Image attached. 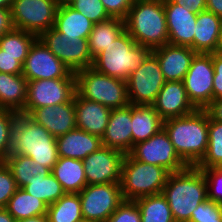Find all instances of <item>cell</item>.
<instances>
[{
    "label": "cell",
    "mask_w": 222,
    "mask_h": 222,
    "mask_svg": "<svg viewBox=\"0 0 222 222\" xmlns=\"http://www.w3.org/2000/svg\"><path fill=\"white\" fill-rule=\"evenodd\" d=\"M208 126L209 114L205 109L163 121V129L179 157L188 166H197L206 155Z\"/></svg>",
    "instance_id": "1"
},
{
    "label": "cell",
    "mask_w": 222,
    "mask_h": 222,
    "mask_svg": "<svg viewBox=\"0 0 222 222\" xmlns=\"http://www.w3.org/2000/svg\"><path fill=\"white\" fill-rule=\"evenodd\" d=\"M162 194L165 196L175 222H189L192 211L208 199L207 183L201 169L188 166L170 173Z\"/></svg>",
    "instance_id": "2"
},
{
    "label": "cell",
    "mask_w": 222,
    "mask_h": 222,
    "mask_svg": "<svg viewBox=\"0 0 222 222\" xmlns=\"http://www.w3.org/2000/svg\"><path fill=\"white\" fill-rule=\"evenodd\" d=\"M124 23L134 41L151 51L168 44L164 0H135Z\"/></svg>",
    "instance_id": "3"
},
{
    "label": "cell",
    "mask_w": 222,
    "mask_h": 222,
    "mask_svg": "<svg viewBox=\"0 0 222 222\" xmlns=\"http://www.w3.org/2000/svg\"><path fill=\"white\" fill-rule=\"evenodd\" d=\"M9 154L30 157L50 171L59 158L56 138L24 114L17 115L12 127Z\"/></svg>",
    "instance_id": "4"
},
{
    "label": "cell",
    "mask_w": 222,
    "mask_h": 222,
    "mask_svg": "<svg viewBox=\"0 0 222 222\" xmlns=\"http://www.w3.org/2000/svg\"><path fill=\"white\" fill-rule=\"evenodd\" d=\"M151 52L149 48L137 44L125 30L94 57L92 68L110 77L126 81Z\"/></svg>",
    "instance_id": "5"
},
{
    "label": "cell",
    "mask_w": 222,
    "mask_h": 222,
    "mask_svg": "<svg viewBox=\"0 0 222 222\" xmlns=\"http://www.w3.org/2000/svg\"><path fill=\"white\" fill-rule=\"evenodd\" d=\"M76 93L85 99L112 109L130 104L126 81L110 77L88 67L75 72Z\"/></svg>",
    "instance_id": "6"
},
{
    "label": "cell",
    "mask_w": 222,
    "mask_h": 222,
    "mask_svg": "<svg viewBox=\"0 0 222 222\" xmlns=\"http://www.w3.org/2000/svg\"><path fill=\"white\" fill-rule=\"evenodd\" d=\"M170 172L163 167L143 163L125 154L121 191L125 200L162 193Z\"/></svg>",
    "instance_id": "7"
},
{
    "label": "cell",
    "mask_w": 222,
    "mask_h": 222,
    "mask_svg": "<svg viewBox=\"0 0 222 222\" xmlns=\"http://www.w3.org/2000/svg\"><path fill=\"white\" fill-rule=\"evenodd\" d=\"M38 39L72 72L92 67L88 39L65 36L54 27L42 32Z\"/></svg>",
    "instance_id": "8"
},
{
    "label": "cell",
    "mask_w": 222,
    "mask_h": 222,
    "mask_svg": "<svg viewBox=\"0 0 222 222\" xmlns=\"http://www.w3.org/2000/svg\"><path fill=\"white\" fill-rule=\"evenodd\" d=\"M58 7L55 0H12L13 26L39 36L54 27Z\"/></svg>",
    "instance_id": "9"
},
{
    "label": "cell",
    "mask_w": 222,
    "mask_h": 222,
    "mask_svg": "<svg viewBox=\"0 0 222 222\" xmlns=\"http://www.w3.org/2000/svg\"><path fill=\"white\" fill-rule=\"evenodd\" d=\"M165 82L159 61L151 52L126 79L130 104L153 105Z\"/></svg>",
    "instance_id": "10"
},
{
    "label": "cell",
    "mask_w": 222,
    "mask_h": 222,
    "mask_svg": "<svg viewBox=\"0 0 222 222\" xmlns=\"http://www.w3.org/2000/svg\"><path fill=\"white\" fill-rule=\"evenodd\" d=\"M83 220L106 222L125 200L120 183L86 185L79 193Z\"/></svg>",
    "instance_id": "11"
},
{
    "label": "cell",
    "mask_w": 222,
    "mask_h": 222,
    "mask_svg": "<svg viewBox=\"0 0 222 222\" xmlns=\"http://www.w3.org/2000/svg\"><path fill=\"white\" fill-rule=\"evenodd\" d=\"M128 154L135 160L163 167L170 173L188 167L177 154L164 129H161L146 141L135 144Z\"/></svg>",
    "instance_id": "12"
},
{
    "label": "cell",
    "mask_w": 222,
    "mask_h": 222,
    "mask_svg": "<svg viewBox=\"0 0 222 222\" xmlns=\"http://www.w3.org/2000/svg\"><path fill=\"white\" fill-rule=\"evenodd\" d=\"M213 53H196L183 84L189 100L197 109H205L213 100Z\"/></svg>",
    "instance_id": "13"
},
{
    "label": "cell",
    "mask_w": 222,
    "mask_h": 222,
    "mask_svg": "<svg viewBox=\"0 0 222 222\" xmlns=\"http://www.w3.org/2000/svg\"><path fill=\"white\" fill-rule=\"evenodd\" d=\"M76 93V79H43L28 81L24 115L34 109L70 102Z\"/></svg>",
    "instance_id": "14"
},
{
    "label": "cell",
    "mask_w": 222,
    "mask_h": 222,
    "mask_svg": "<svg viewBox=\"0 0 222 222\" xmlns=\"http://www.w3.org/2000/svg\"><path fill=\"white\" fill-rule=\"evenodd\" d=\"M22 75L27 81L43 79H76L72 72L39 39L29 50Z\"/></svg>",
    "instance_id": "15"
},
{
    "label": "cell",
    "mask_w": 222,
    "mask_h": 222,
    "mask_svg": "<svg viewBox=\"0 0 222 222\" xmlns=\"http://www.w3.org/2000/svg\"><path fill=\"white\" fill-rule=\"evenodd\" d=\"M125 154L117 149L101 146L83 159L87 185L120 183Z\"/></svg>",
    "instance_id": "16"
},
{
    "label": "cell",
    "mask_w": 222,
    "mask_h": 222,
    "mask_svg": "<svg viewBox=\"0 0 222 222\" xmlns=\"http://www.w3.org/2000/svg\"><path fill=\"white\" fill-rule=\"evenodd\" d=\"M166 23L168 30V43L172 45L189 46L194 50V32L197 14L173 3L164 0Z\"/></svg>",
    "instance_id": "17"
},
{
    "label": "cell",
    "mask_w": 222,
    "mask_h": 222,
    "mask_svg": "<svg viewBox=\"0 0 222 222\" xmlns=\"http://www.w3.org/2000/svg\"><path fill=\"white\" fill-rule=\"evenodd\" d=\"M28 117L55 138L77 128L74 98L70 102L34 109Z\"/></svg>",
    "instance_id": "18"
},
{
    "label": "cell",
    "mask_w": 222,
    "mask_h": 222,
    "mask_svg": "<svg viewBox=\"0 0 222 222\" xmlns=\"http://www.w3.org/2000/svg\"><path fill=\"white\" fill-rule=\"evenodd\" d=\"M153 106L163 121L186 116L197 110L188 98L183 81H166Z\"/></svg>",
    "instance_id": "19"
},
{
    "label": "cell",
    "mask_w": 222,
    "mask_h": 222,
    "mask_svg": "<svg viewBox=\"0 0 222 222\" xmlns=\"http://www.w3.org/2000/svg\"><path fill=\"white\" fill-rule=\"evenodd\" d=\"M101 142L102 146L117 149L124 154L132 150V104L111 110Z\"/></svg>",
    "instance_id": "20"
},
{
    "label": "cell",
    "mask_w": 222,
    "mask_h": 222,
    "mask_svg": "<svg viewBox=\"0 0 222 222\" xmlns=\"http://www.w3.org/2000/svg\"><path fill=\"white\" fill-rule=\"evenodd\" d=\"M165 81H183L196 52L189 46L165 44L152 50Z\"/></svg>",
    "instance_id": "21"
},
{
    "label": "cell",
    "mask_w": 222,
    "mask_h": 222,
    "mask_svg": "<svg viewBox=\"0 0 222 222\" xmlns=\"http://www.w3.org/2000/svg\"><path fill=\"white\" fill-rule=\"evenodd\" d=\"M76 126L92 135L102 136L108 125L111 109L104 105L74 95Z\"/></svg>",
    "instance_id": "22"
},
{
    "label": "cell",
    "mask_w": 222,
    "mask_h": 222,
    "mask_svg": "<svg viewBox=\"0 0 222 222\" xmlns=\"http://www.w3.org/2000/svg\"><path fill=\"white\" fill-rule=\"evenodd\" d=\"M59 157L85 159L101 146V138L84 130L75 128L65 135L56 138Z\"/></svg>",
    "instance_id": "23"
},
{
    "label": "cell",
    "mask_w": 222,
    "mask_h": 222,
    "mask_svg": "<svg viewBox=\"0 0 222 222\" xmlns=\"http://www.w3.org/2000/svg\"><path fill=\"white\" fill-rule=\"evenodd\" d=\"M222 19L207 10L197 14L194 34L196 53H214L220 41Z\"/></svg>",
    "instance_id": "24"
},
{
    "label": "cell",
    "mask_w": 222,
    "mask_h": 222,
    "mask_svg": "<svg viewBox=\"0 0 222 222\" xmlns=\"http://www.w3.org/2000/svg\"><path fill=\"white\" fill-rule=\"evenodd\" d=\"M28 81L22 74L0 72V109L23 114Z\"/></svg>",
    "instance_id": "25"
},
{
    "label": "cell",
    "mask_w": 222,
    "mask_h": 222,
    "mask_svg": "<svg viewBox=\"0 0 222 222\" xmlns=\"http://www.w3.org/2000/svg\"><path fill=\"white\" fill-rule=\"evenodd\" d=\"M163 129V120L153 105H132V148Z\"/></svg>",
    "instance_id": "26"
},
{
    "label": "cell",
    "mask_w": 222,
    "mask_h": 222,
    "mask_svg": "<svg viewBox=\"0 0 222 222\" xmlns=\"http://www.w3.org/2000/svg\"><path fill=\"white\" fill-rule=\"evenodd\" d=\"M66 193H79L86 185L83 161L59 157L51 170Z\"/></svg>",
    "instance_id": "27"
},
{
    "label": "cell",
    "mask_w": 222,
    "mask_h": 222,
    "mask_svg": "<svg viewBox=\"0 0 222 222\" xmlns=\"http://www.w3.org/2000/svg\"><path fill=\"white\" fill-rule=\"evenodd\" d=\"M94 24L70 5H63L57 9L54 28L65 36L88 39Z\"/></svg>",
    "instance_id": "28"
},
{
    "label": "cell",
    "mask_w": 222,
    "mask_h": 222,
    "mask_svg": "<svg viewBox=\"0 0 222 222\" xmlns=\"http://www.w3.org/2000/svg\"><path fill=\"white\" fill-rule=\"evenodd\" d=\"M124 31L125 23L121 18H110L94 24L88 38L91 56L94 58L98 55Z\"/></svg>",
    "instance_id": "29"
},
{
    "label": "cell",
    "mask_w": 222,
    "mask_h": 222,
    "mask_svg": "<svg viewBox=\"0 0 222 222\" xmlns=\"http://www.w3.org/2000/svg\"><path fill=\"white\" fill-rule=\"evenodd\" d=\"M5 209L17 221L47 214L48 205L41 199L27 193L23 188H18L9 199Z\"/></svg>",
    "instance_id": "30"
},
{
    "label": "cell",
    "mask_w": 222,
    "mask_h": 222,
    "mask_svg": "<svg viewBox=\"0 0 222 222\" xmlns=\"http://www.w3.org/2000/svg\"><path fill=\"white\" fill-rule=\"evenodd\" d=\"M134 201L140 209L141 222H175L162 193L143 196Z\"/></svg>",
    "instance_id": "31"
},
{
    "label": "cell",
    "mask_w": 222,
    "mask_h": 222,
    "mask_svg": "<svg viewBox=\"0 0 222 222\" xmlns=\"http://www.w3.org/2000/svg\"><path fill=\"white\" fill-rule=\"evenodd\" d=\"M49 222H80L83 220L78 193H65L47 210Z\"/></svg>",
    "instance_id": "32"
},
{
    "label": "cell",
    "mask_w": 222,
    "mask_h": 222,
    "mask_svg": "<svg viewBox=\"0 0 222 222\" xmlns=\"http://www.w3.org/2000/svg\"><path fill=\"white\" fill-rule=\"evenodd\" d=\"M23 189L32 196L41 199L48 206L55 203L66 193L52 173H38L36 177H32L29 184L25 185Z\"/></svg>",
    "instance_id": "33"
},
{
    "label": "cell",
    "mask_w": 222,
    "mask_h": 222,
    "mask_svg": "<svg viewBox=\"0 0 222 222\" xmlns=\"http://www.w3.org/2000/svg\"><path fill=\"white\" fill-rule=\"evenodd\" d=\"M38 36L20 29L13 28L0 37L1 54L20 56V63L23 65L29 50Z\"/></svg>",
    "instance_id": "34"
},
{
    "label": "cell",
    "mask_w": 222,
    "mask_h": 222,
    "mask_svg": "<svg viewBox=\"0 0 222 222\" xmlns=\"http://www.w3.org/2000/svg\"><path fill=\"white\" fill-rule=\"evenodd\" d=\"M4 162L10 168L18 188H23L25 185L29 184L32 177H36L38 173H51L47 167L21 154H9Z\"/></svg>",
    "instance_id": "35"
},
{
    "label": "cell",
    "mask_w": 222,
    "mask_h": 222,
    "mask_svg": "<svg viewBox=\"0 0 222 222\" xmlns=\"http://www.w3.org/2000/svg\"><path fill=\"white\" fill-rule=\"evenodd\" d=\"M198 168L222 167V122L209 116L208 149Z\"/></svg>",
    "instance_id": "36"
},
{
    "label": "cell",
    "mask_w": 222,
    "mask_h": 222,
    "mask_svg": "<svg viewBox=\"0 0 222 222\" xmlns=\"http://www.w3.org/2000/svg\"><path fill=\"white\" fill-rule=\"evenodd\" d=\"M18 113L0 109V162H4L9 155L12 139V127Z\"/></svg>",
    "instance_id": "37"
},
{
    "label": "cell",
    "mask_w": 222,
    "mask_h": 222,
    "mask_svg": "<svg viewBox=\"0 0 222 222\" xmlns=\"http://www.w3.org/2000/svg\"><path fill=\"white\" fill-rule=\"evenodd\" d=\"M69 5L95 24L112 18L100 0H73Z\"/></svg>",
    "instance_id": "38"
},
{
    "label": "cell",
    "mask_w": 222,
    "mask_h": 222,
    "mask_svg": "<svg viewBox=\"0 0 222 222\" xmlns=\"http://www.w3.org/2000/svg\"><path fill=\"white\" fill-rule=\"evenodd\" d=\"M189 222H222V206L207 199L192 211Z\"/></svg>",
    "instance_id": "39"
},
{
    "label": "cell",
    "mask_w": 222,
    "mask_h": 222,
    "mask_svg": "<svg viewBox=\"0 0 222 222\" xmlns=\"http://www.w3.org/2000/svg\"><path fill=\"white\" fill-rule=\"evenodd\" d=\"M199 169L202 170L206 179L208 199L222 205V167Z\"/></svg>",
    "instance_id": "40"
},
{
    "label": "cell",
    "mask_w": 222,
    "mask_h": 222,
    "mask_svg": "<svg viewBox=\"0 0 222 222\" xmlns=\"http://www.w3.org/2000/svg\"><path fill=\"white\" fill-rule=\"evenodd\" d=\"M17 189L18 186L10 168L5 162H0V208L6 207Z\"/></svg>",
    "instance_id": "41"
},
{
    "label": "cell",
    "mask_w": 222,
    "mask_h": 222,
    "mask_svg": "<svg viewBox=\"0 0 222 222\" xmlns=\"http://www.w3.org/2000/svg\"><path fill=\"white\" fill-rule=\"evenodd\" d=\"M106 222H141L140 209L133 200H124Z\"/></svg>",
    "instance_id": "42"
},
{
    "label": "cell",
    "mask_w": 222,
    "mask_h": 222,
    "mask_svg": "<svg viewBox=\"0 0 222 222\" xmlns=\"http://www.w3.org/2000/svg\"><path fill=\"white\" fill-rule=\"evenodd\" d=\"M112 18L125 19L135 0H100Z\"/></svg>",
    "instance_id": "43"
},
{
    "label": "cell",
    "mask_w": 222,
    "mask_h": 222,
    "mask_svg": "<svg viewBox=\"0 0 222 222\" xmlns=\"http://www.w3.org/2000/svg\"><path fill=\"white\" fill-rule=\"evenodd\" d=\"M213 100L222 98V54L213 53Z\"/></svg>",
    "instance_id": "44"
},
{
    "label": "cell",
    "mask_w": 222,
    "mask_h": 222,
    "mask_svg": "<svg viewBox=\"0 0 222 222\" xmlns=\"http://www.w3.org/2000/svg\"><path fill=\"white\" fill-rule=\"evenodd\" d=\"M0 72L9 74H22L23 65L20 63V56L1 54L0 49Z\"/></svg>",
    "instance_id": "45"
},
{
    "label": "cell",
    "mask_w": 222,
    "mask_h": 222,
    "mask_svg": "<svg viewBox=\"0 0 222 222\" xmlns=\"http://www.w3.org/2000/svg\"><path fill=\"white\" fill-rule=\"evenodd\" d=\"M173 3L185 6L196 14L206 10V0H171Z\"/></svg>",
    "instance_id": "46"
},
{
    "label": "cell",
    "mask_w": 222,
    "mask_h": 222,
    "mask_svg": "<svg viewBox=\"0 0 222 222\" xmlns=\"http://www.w3.org/2000/svg\"><path fill=\"white\" fill-rule=\"evenodd\" d=\"M13 28L10 8H0V37Z\"/></svg>",
    "instance_id": "47"
},
{
    "label": "cell",
    "mask_w": 222,
    "mask_h": 222,
    "mask_svg": "<svg viewBox=\"0 0 222 222\" xmlns=\"http://www.w3.org/2000/svg\"><path fill=\"white\" fill-rule=\"evenodd\" d=\"M205 110L213 120L222 122V98L212 100Z\"/></svg>",
    "instance_id": "48"
},
{
    "label": "cell",
    "mask_w": 222,
    "mask_h": 222,
    "mask_svg": "<svg viewBox=\"0 0 222 222\" xmlns=\"http://www.w3.org/2000/svg\"><path fill=\"white\" fill-rule=\"evenodd\" d=\"M206 10L222 19V0H206Z\"/></svg>",
    "instance_id": "49"
},
{
    "label": "cell",
    "mask_w": 222,
    "mask_h": 222,
    "mask_svg": "<svg viewBox=\"0 0 222 222\" xmlns=\"http://www.w3.org/2000/svg\"><path fill=\"white\" fill-rule=\"evenodd\" d=\"M16 222H49L47 214L17 220Z\"/></svg>",
    "instance_id": "50"
},
{
    "label": "cell",
    "mask_w": 222,
    "mask_h": 222,
    "mask_svg": "<svg viewBox=\"0 0 222 222\" xmlns=\"http://www.w3.org/2000/svg\"><path fill=\"white\" fill-rule=\"evenodd\" d=\"M0 222H16V220L5 208H0Z\"/></svg>",
    "instance_id": "51"
},
{
    "label": "cell",
    "mask_w": 222,
    "mask_h": 222,
    "mask_svg": "<svg viewBox=\"0 0 222 222\" xmlns=\"http://www.w3.org/2000/svg\"><path fill=\"white\" fill-rule=\"evenodd\" d=\"M12 0H0V8H10Z\"/></svg>",
    "instance_id": "52"
},
{
    "label": "cell",
    "mask_w": 222,
    "mask_h": 222,
    "mask_svg": "<svg viewBox=\"0 0 222 222\" xmlns=\"http://www.w3.org/2000/svg\"><path fill=\"white\" fill-rule=\"evenodd\" d=\"M58 6L69 5L73 0H55Z\"/></svg>",
    "instance_id": "53"
},
{
    "label": "cell",
    "mask_w": 222,
    "mask_h": 222,
    "mask_svg": "<svg viewBox=\"0 0 222 222\" xmlns=\"http://www.w3.org/2000/svg\"><path fill=\"white\" fill-rule=\"evenodd\" d=\"M217 52L222 54V31H221V34H220V41H219V45H218V48H217Z\"/></svg>",
    "instance_id": "54"
},
{
    "label": "cell",
    "mask_w": 222,
    "mask_h": 222,
    "mask_svg": "<svg viewBox=\"0 0 222 222\" xmlns=\"http://www.w3.org/2000/svg\"><path fill=\"white\" fill-rule=\"evenodd\" d=\"M80 222H93V221H88V220H82Z\"/></svg>",
    "instance_id": "55"
}]
</instances>
